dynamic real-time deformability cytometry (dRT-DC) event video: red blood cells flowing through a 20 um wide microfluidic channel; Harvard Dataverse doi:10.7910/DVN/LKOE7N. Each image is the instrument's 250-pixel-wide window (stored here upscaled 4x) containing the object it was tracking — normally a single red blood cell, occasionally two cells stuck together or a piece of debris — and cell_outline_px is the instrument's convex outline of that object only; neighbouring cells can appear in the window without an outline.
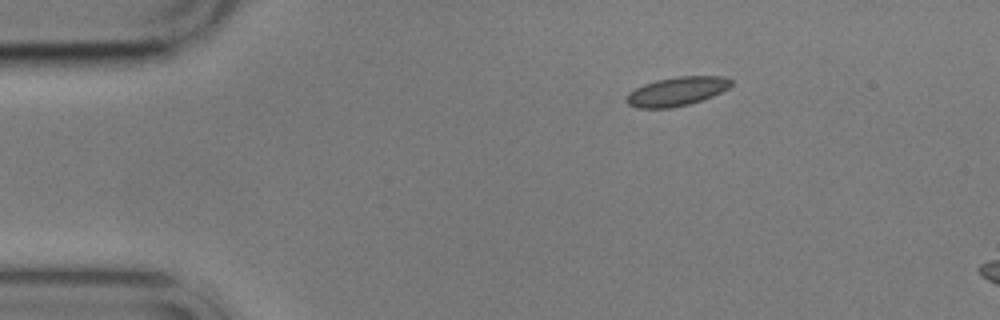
{"species": "common noctule bat (a hibernating species)", "species_latin": "Nyctalus noctula", "temperature_condition": "cold", "stored_images_in_passage": 3, "camera_frame_rate_fps": 3000, "um_per_image_px": 0.085, "animal": {"sex": "male", "body_mass_g": 17.9}, "frame": {"image": 1, "passage_image": 1, "time_ms": 0.0, "image_size_px": [1000, 320], "cell_outline_px": [[732, 84], [728, 88], [712, 96], [688, 104], [672, 108], [636, 108], [628, 104], [624, 100], [624, 96], [628, 92], [644, 84], [656, 80], [676, 76], [724, 76], [732, 80]], "centroid_in_image_um": [57.48, 7.77], "position_along_channel_um": 27.5, "area_um2": 17.74}}